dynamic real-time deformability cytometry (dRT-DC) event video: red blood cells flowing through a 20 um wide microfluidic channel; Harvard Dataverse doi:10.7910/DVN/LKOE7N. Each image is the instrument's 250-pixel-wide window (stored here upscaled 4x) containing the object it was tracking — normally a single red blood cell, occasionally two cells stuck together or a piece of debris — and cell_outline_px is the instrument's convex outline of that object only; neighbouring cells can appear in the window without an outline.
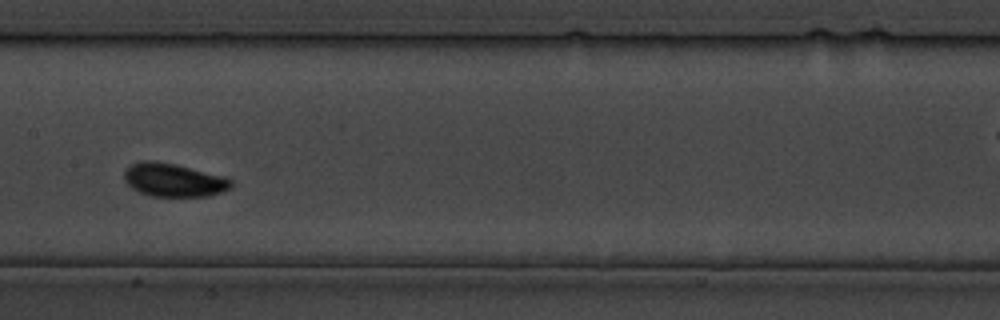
{"species": "common noctule bat (a hibernating species)", "species_latin": "Nyctalus noctula", "temperature_condition": "cold", "stored_images_in_passage": 14, "camera_frame_rate_fps": 3000, "um_per_image_px": 0.085, "animal": {"sex": "male", "body_mass_g": 19.5, "forearm_length_mm": 54.6}, "frame": {"image": 1, "passage_image": 12, "time_ms": 13.333, "image_size_px": [1000, 320], "cell_outline_px": [[232, 188], [208, 196], [152, 196], [140, 192], [132, 188], [124, 180], [124, 172], [132, 164], [144, 160], [152, 160], [176, 164], [224, 176], [232, 180]], "centroid_in_image_um": [14.77, 15.3], "position_along_channel_um": 192.6, "area_um2": 20.69}}